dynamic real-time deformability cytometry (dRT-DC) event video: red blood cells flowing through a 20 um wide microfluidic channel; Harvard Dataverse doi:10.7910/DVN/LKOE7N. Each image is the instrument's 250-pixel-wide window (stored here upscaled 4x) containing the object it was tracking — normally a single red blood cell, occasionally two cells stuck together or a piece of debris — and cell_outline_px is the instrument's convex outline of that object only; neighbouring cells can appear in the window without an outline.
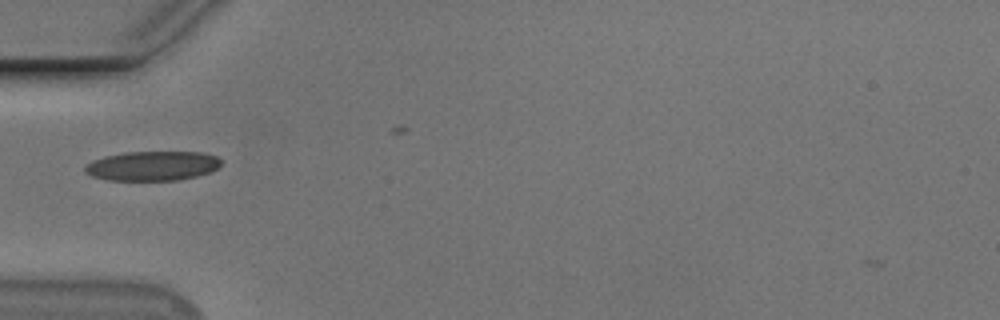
{"species": "Egyptian fruit bat (a non-hibernating species)", "species_latin": "Rousettus aegyptiacus", "temperature_condition": "cold", "stored_images_in_passage": 2, "camera_frame_rate_fps": 3000, "um_per_image_px": 0.085, "animal": {"sex": "male"}, "frame": {"image": 1, "passage_image": 1, "time_ms": 0.0, "image_size_px": [1000, 320], "cell_outline_px": [[220, 164], [212, 172], [196, 176], [176, 180], [108, 180], [92, 176], [84, 172], [84, 164], [92, 160], [104, 156], [124, 152], [200, 152], [216, 156], [220, 160]], "centroid_in_image_um": [12.9, 14.1], "position_along_channel_um": 72.1, "area_um2": 23.47}}